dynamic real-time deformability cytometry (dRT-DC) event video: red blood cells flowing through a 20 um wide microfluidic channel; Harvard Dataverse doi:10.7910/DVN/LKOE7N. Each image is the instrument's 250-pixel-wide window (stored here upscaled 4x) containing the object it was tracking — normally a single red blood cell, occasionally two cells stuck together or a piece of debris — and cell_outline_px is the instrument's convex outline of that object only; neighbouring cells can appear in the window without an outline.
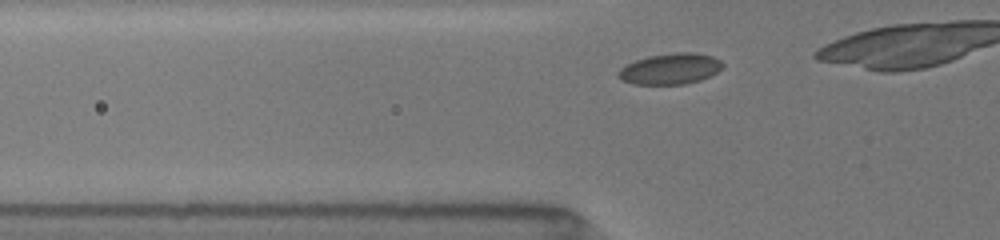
{"species": "common noctule bat (a hibernating species)", "species_latin": "Nyctalus noctula", "temperature_condition": "room temperature", "stored_images_in_passage": 15, "camera_frame_rate_fps": 3000, "um_per_image_px": 0.085, "animal": {"sex": "female", "body_mass_g": 19.5, "forearm_length_mm": 54.1}, "frame": {"image": 1, "passage_image": 3, "time_ms": 0.667, "image_size_px": [1000, 240], "cell_outline_px": [[724, 64], [716, 72], [700, 80], [684, 84], [632, 84], [616, 76], [616, 72], [620, 68], [636, 60], [648, 56], [676, 52], [692, 52], [712, 56], [720, 60]], "centroid_in_image_um": [56.95, 5.84], "position_along_channel_um": 68.9, "area_um2": 18.67}}
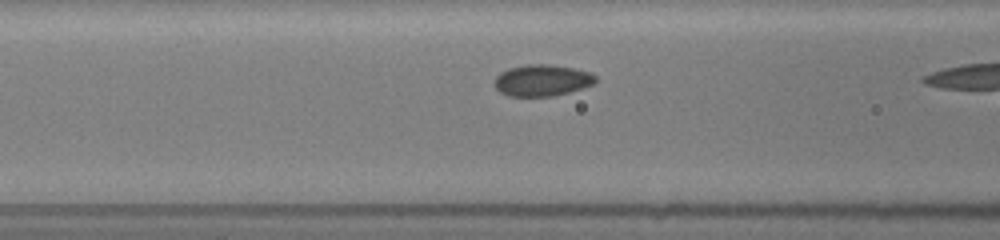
{"frame": {"image": 2, "passage_image": 7, "time_ms": 2.0, "image_size_px": [1000, 240], "cell_outline_px": [[596, 80], [592, 84], [584, 88], [552, 96], [508, 96], [500, 92], [496, 88], [496, 76], [500, 72], [508, 68], [528, 64], [548, 64], [572, 68], [588, 72], [596, 76]], "centroid_in_image_um": [46.06, 6.83], "position_along_channel_um": 120.5, "area_um2": 18.38}}
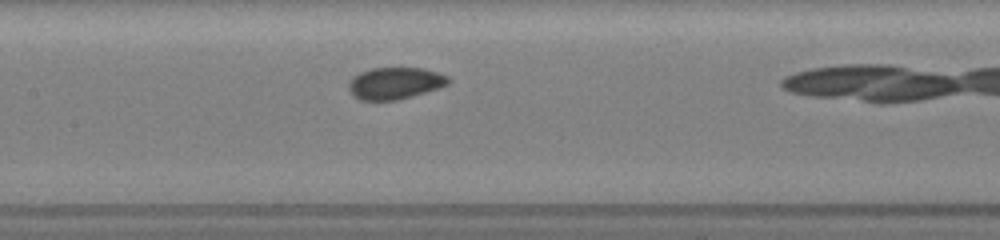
{"frame": {"image": 3, "passage_image": 11, "time_ms": 3.333, "image_size_px": [1000, 240], "cell_outline_px": [[448, 84], [412, 96], [396, 100], [360, 100], [352, 96], [348, 88], [348, 84], [352, 76], [360, 72], [372, 68], [424, 68], [448, 76]], "centroid_in_image_um": [33.51, 7.07], "position_along_channel_um": 173.9, "area_um2": 18.38}}